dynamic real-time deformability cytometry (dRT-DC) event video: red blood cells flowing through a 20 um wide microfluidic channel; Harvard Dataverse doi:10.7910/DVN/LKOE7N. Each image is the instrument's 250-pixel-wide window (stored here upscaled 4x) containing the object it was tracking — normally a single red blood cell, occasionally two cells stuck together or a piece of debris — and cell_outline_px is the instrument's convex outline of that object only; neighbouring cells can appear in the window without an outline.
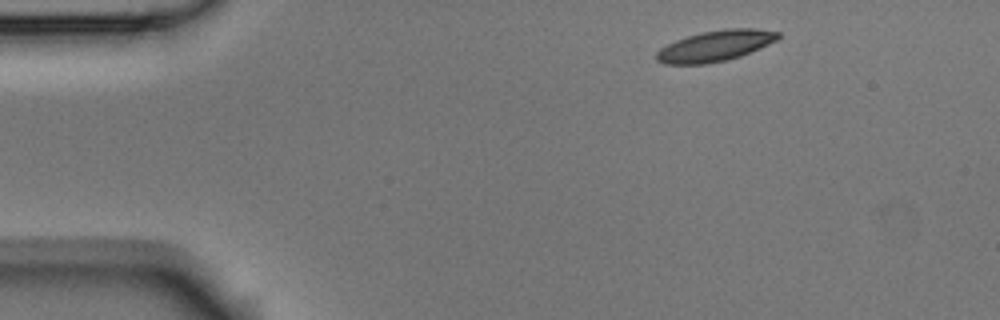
{"species": "Egyptian fruit bat (a non-hibernating species)", "species_latin": "Rousettus aegyptiacus", "temperature_condition": "room temperature", "stored_images_in_passage": 3, "camera_frame_rate_fps": 3000, "um_per_image_px": 0.085, "animal": {"sex": "male"}, "frame": {"image": 1, "passage_image": 1, "time_ms": 0.0, "image_size_px": [1000, 320], "cell_outline_px": [[780, 36], [776, 40], [760, 48], [740, 56], [724, 60], [704, 64], [664, 64], [656, 60], [656, 52], [660, 48], [676, 40], [700, 32], [724, 28], [756, 28], [780, 32]], "centroid_in_image_um": [60.79, 3.89], "position_along_channel_um": 24.2, "area_um2": 21.79}}
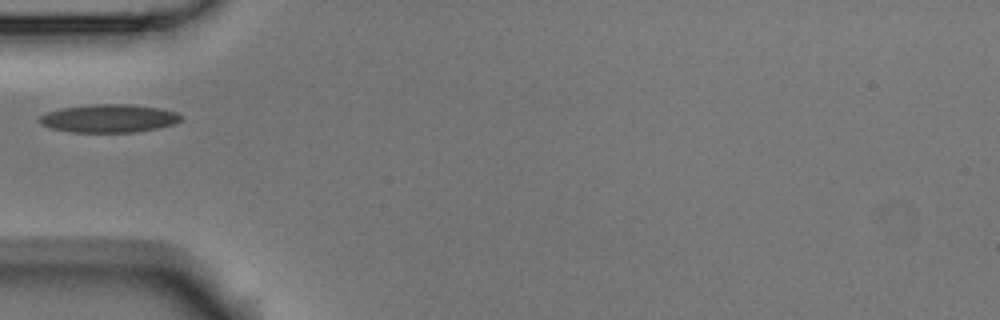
{"frame": {"image": 2, "passage_image": 3, "time_ms": 0.667, "image_size_px": [1000, 320], "cell_outline_px": [[184, 116], [180, 120], [172, 124], [156, 128], [136, 132], [72, 132], [52, 128], [40, 124], [36, 120], [40, 116], [48, 112], [60, 108], [92, 104], [132, 104], [160, 108], [176, 112]], "centroid_in_image_um": [9.24, 10.05], "position_along_channel_um": 75.8, "area_um2": 23.24}}